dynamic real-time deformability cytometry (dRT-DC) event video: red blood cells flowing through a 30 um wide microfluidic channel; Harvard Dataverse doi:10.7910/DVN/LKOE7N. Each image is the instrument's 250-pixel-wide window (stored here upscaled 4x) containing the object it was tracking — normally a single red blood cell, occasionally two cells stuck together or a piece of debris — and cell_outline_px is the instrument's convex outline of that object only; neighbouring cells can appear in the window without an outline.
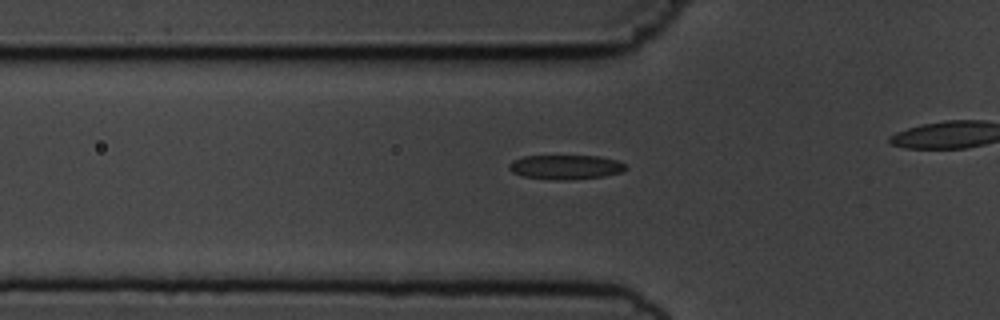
{"species": "common noctule bat (a hibernating species)", "species_latin": "Nyctalus noctula", "temperature_condition": "cold", "stored_images_in_passage": 33, "camera_frame_rate_fps": 3000, "um_per_image_px": 0.085, "animal": {"sex": "male", "body_mass_g": 19.5, "forearm_length_mm": 54.6}, "frame": {"image": 1, "passage_image": 7, "time_ms": 2.0, "image_size_px": [1000, 320], "cell_outline_px": [[628, 168], [620, 172], [604, 176], [568, 180], [548, 180], [524, 176], [512, 172], [508, 168], [508, 164], [512, 160], [524, 156], [600, 156], [616, 160], [624, 164]], "centroid_in_image_um": [48.04, 14.2], "position_along_channel_um": 77.8, "area_um2": 16.65}}
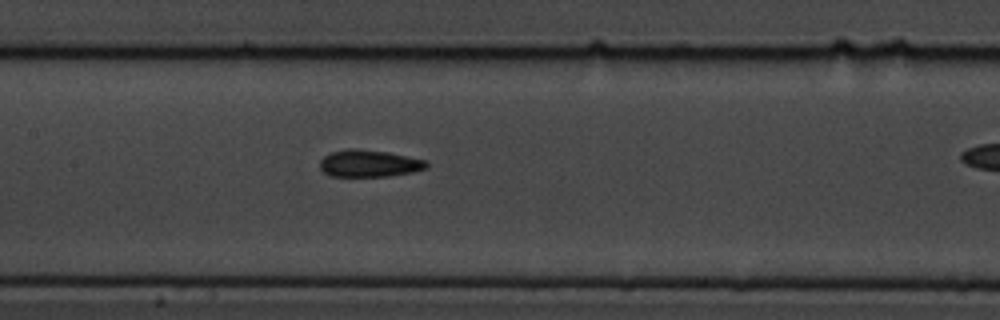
{"frame": {"image": 2, "passage_image": 15, "time_ms": 4.667, "image_size_px": [1000, 320], "cell_outline_px": [[428, 168], [412, 172], [388, 176], [328, 176], [320, 168], [320, 160], [324, 156], [332, 152], [344, 148], [352, 148], [388, 152], [424, 160], [428, 164]], "centroid_in_image_um": [31.34, 13.89], "position_along_channel_um": 176.1, "area_um2": 16.76}}
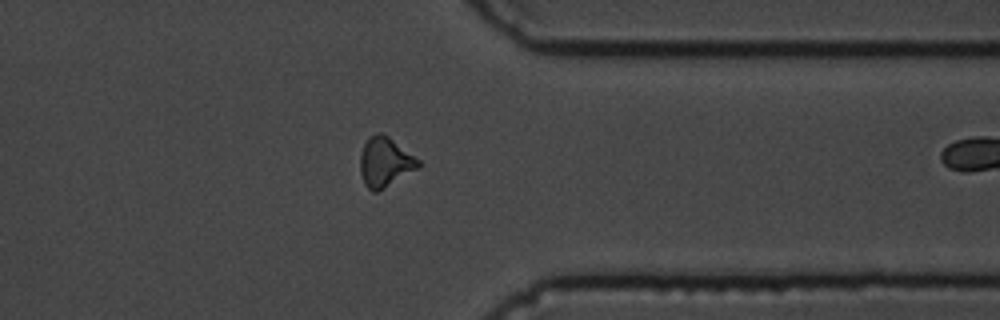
{"frame": {"image": 3, "passage_image": 32, "time_ms": 10.333, "image_size_px": [1000, 320], "cell_outline_px": [[420, 168], [384, 188], [376, 192], [372, 192], [364, 184], [360, 172], [360, 156], [364, 144], [376, 132], [380, 132], [388, 136], [420, 160]], "centroid_in_image_um": [32.74, 13.8], "position_along_channel_um": 378.7, "area_um2": 16.76}}